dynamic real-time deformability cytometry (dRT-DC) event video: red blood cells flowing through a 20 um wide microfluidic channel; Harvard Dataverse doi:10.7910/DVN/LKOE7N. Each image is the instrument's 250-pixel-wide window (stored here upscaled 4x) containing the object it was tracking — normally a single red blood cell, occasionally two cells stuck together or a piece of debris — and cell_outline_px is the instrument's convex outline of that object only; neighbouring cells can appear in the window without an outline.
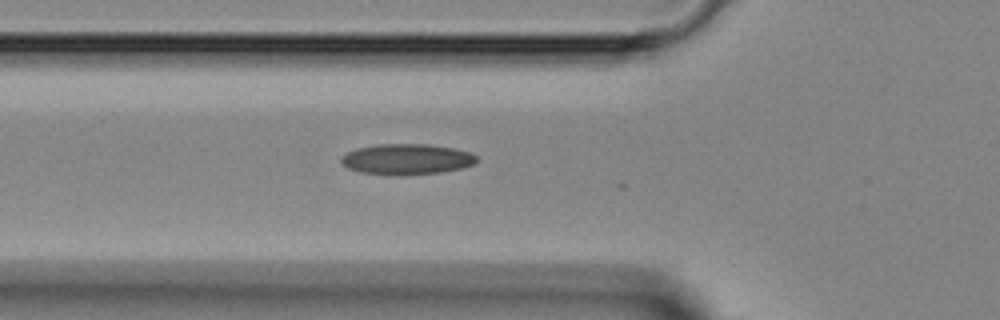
{"species": "Egyptian fruit bat (a non-hibernating species)", "species_latin": "Rousettus aegyptiacus", "temperature_condition": "room temperature", "stored_images_in_passage": 10, "camera_frame_rate_fps": 3000, "um_per_image_px": 0.085, "animal": {"sex": "female"}, "frame": {"image": 1, "passage_image": 3, "time_ms": 0.667, "image_size_px": [1000, 320], "cell_outline_px": [[480, 160], [472, 164], [460, 168], [440, 172], [400, 176], [360, 172], [348, 168], [340, 164], [340, 156], [356, 148], [376, 144], [432, 144], [456, 148], [472, 152]], "centroid_in_image_um": [34.56, 13.52], "position_along_channel_um": 91.2, "area_um2": 24.62}}
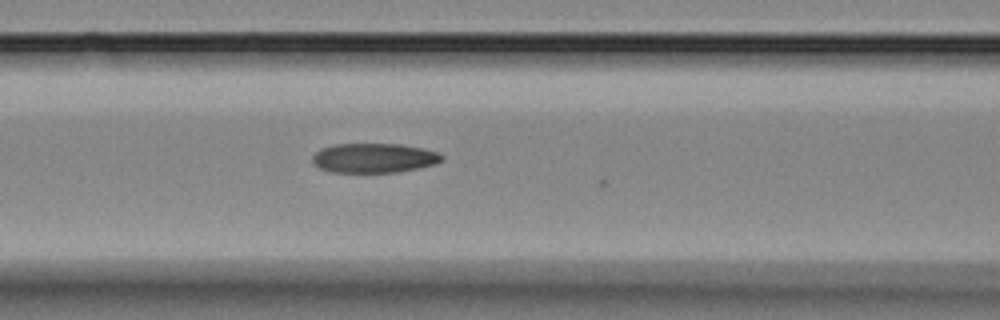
{"frame": {"image": 2, "passage_image": 6, "time_ms": 1.667, "image_size_px": [1000, 320], "cell_outline_px": [[444, 160], [436, 164], [396, 172], [332, 172], [320, 168], [312, 164], [312, 156], [320, 148], [336, 144], [400, 144], [424, 148], [436, 152], [444, 156]], "centroid_in_image_um": [31.78, 13.42], "position_along_channel_um": 134.8, "area_um2": 22.31}}
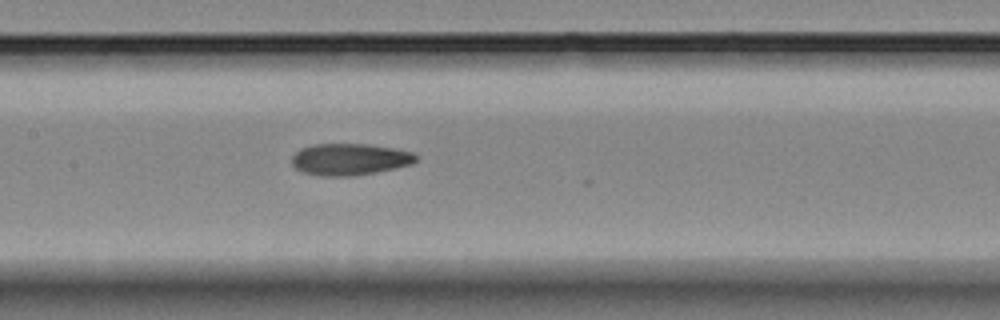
{"frame": {"image": 3, "passage_image": 9, "time_ms": 2.667, "image_size_px": [1000, 320], "cell_outline_px": [[416, 160], [412, 164], [376, 172], [356, 176], [320, 176], [304, 172], [296, 168], [292, 164], [292, 156], [300, 148], [312, 144], [368, 144], [396, 148], [412, 152], [416, 156]], "centroid_in_image_um": [29.71, 13.54], "position_along_channel_um": 177.7, "area_um2": 23.0}}